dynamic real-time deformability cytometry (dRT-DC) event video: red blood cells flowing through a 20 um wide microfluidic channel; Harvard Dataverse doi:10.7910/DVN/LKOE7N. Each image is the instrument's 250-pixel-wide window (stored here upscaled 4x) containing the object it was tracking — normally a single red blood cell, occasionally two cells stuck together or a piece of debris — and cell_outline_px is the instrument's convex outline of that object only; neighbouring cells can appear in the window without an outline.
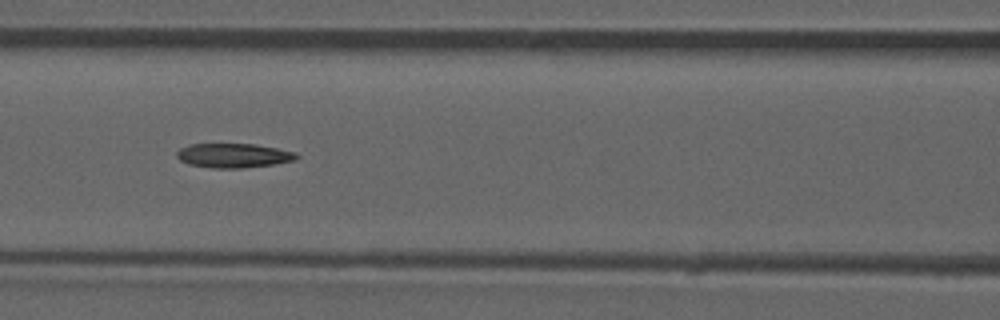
{"species": "common noctule bat (a hibernating species)", "species_latin": "Nyctalus noctula", "temperature_condition": "room temperature", "stored_images_in_passage": 51, "camera_frame_rate_fps": 3000, "um_per_image_px": 0.085, "animal": {"sex": "male", "forearm_length_mm": 52.5}, "frame": {"image": 1, "passage_image": 22, "time_ms": 7.0, "image_size_px": [1000, 320], "cell_outline_px": [[300, 156], [296, 160], [272, 164], [244, 168], [212, 168], [188, 164], [180, 160], [176, 156], [176, 152], [180, 148], [188, 144], [256, 144], [296, 152]], "centroid_in_image_um": [19.84, 13.22], "position_along_channel_um": 146.8, "area_um2": 17.05}, "authors_computed_cell_mechanics": {"area_um2": 17.3978, "velocity_mm_per_s": 3.9311, "shape_relaxation_time_tau1_ms": null, "shape_relaxation_time_tau2_ms": 5.9577, "deformation_change_tau1": null, "deformation_change_tau2": 0.1623}}